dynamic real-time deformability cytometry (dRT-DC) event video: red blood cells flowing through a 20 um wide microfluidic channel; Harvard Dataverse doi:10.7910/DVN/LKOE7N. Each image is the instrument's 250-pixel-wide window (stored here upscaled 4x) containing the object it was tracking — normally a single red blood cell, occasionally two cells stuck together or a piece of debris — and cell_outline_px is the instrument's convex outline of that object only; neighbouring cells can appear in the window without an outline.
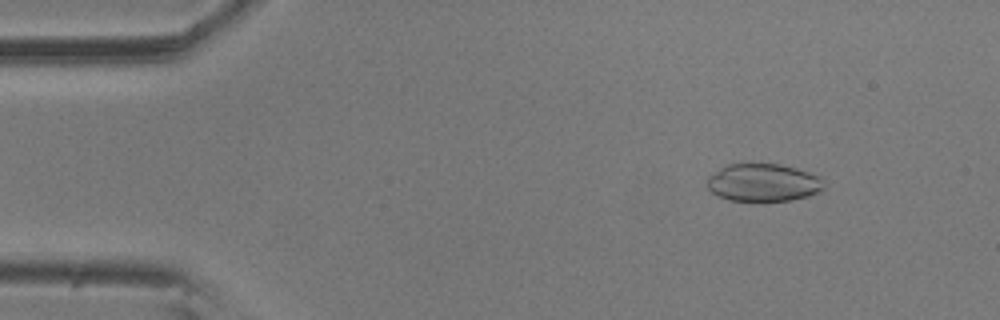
{"species": "common noctule bat (a hibernating species)", "species_latin": "Nyctalus noctula", "temperature_condition": "room temperature", "stored_images_in_passage": 56, "camera_frame_rate_fps": 3000, "um_per_image_px": 0.085, "animal": {"sex": "male", "body_mass_g": 20.5, "forearm_length_mm": 52.5}, "frame": {"image": 1, "passage_image": 7, "time_ms": 2.0, "image_size_px": [1000, 320], "cell_outline_px": [[824, 188], [808, 196], [792, 200], [752, 204], [728, 200], [712, 192], [708, 188], [708, 176], [720, 168], [728, 164], [780, 164], [796, 168], [820, 176]], "centroid_in_image_um": [64.85, 15.56], "position_along_channel_um": 20.1, "area_um2": 26.24}}
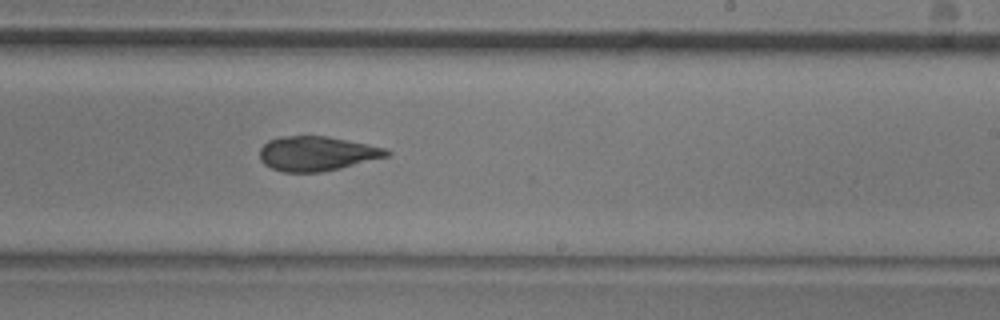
{"frame": {"image": 2, "passage_image": 34, "time_ms": 11.0, "image_size_px": [1000, 320], "cell_outline_px": [[392, 152], [388, 156], [340, 168], [320, 172], [284, 172], [272, 168], [264, 164], [260, 160], [260, 148], [268, 140], [280, 136], [328, 136], [368, 144], [384, 148]], "centroid_in_image_um": [26.91, 13.04], "position_along_channel_um": 262.1, "area_um2": 25.49}}
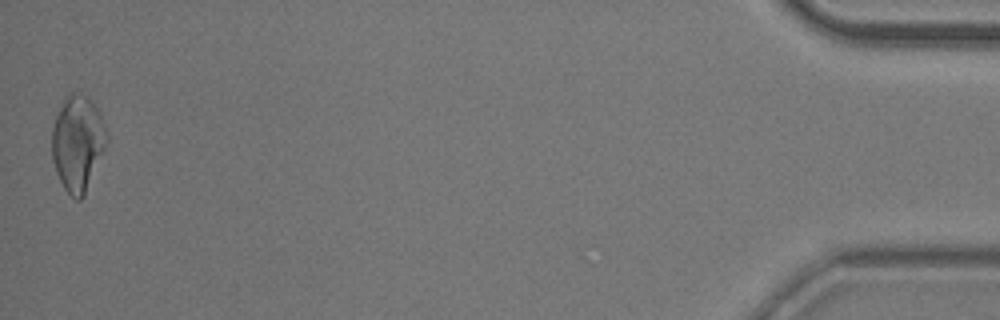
{"frame": {"image": 3, "passage_image": 56, "time_ms": 18.333, "image_size_px": [1000, 320], "cell_outline_px": [[108, 140], [84, 196], [80, 200], [76, 200], [64, 188], [56, 172], [52, 160], [52, 128], [56, 116], [64, 96], [68, 92], [72, 92], [88, 96], [92, 100], [104, 124], [108, 136]], "centroid_in_image_um": [6.59, 12.14], "position_along_channel_um": 428.6, "area_um2": 30.46}, "authors_computed_cell_mechanics": {"area_um2": 26.5591, "velocity_mm_per_s": 3.5718, "shape_relaxation_time_tau1_ms": 6.0106, "shape_relaxation_time_tau2_ms": 2.1454, "deformation_change_tau1": 0.1404, "deformation_change_tau2": 0.0727}}